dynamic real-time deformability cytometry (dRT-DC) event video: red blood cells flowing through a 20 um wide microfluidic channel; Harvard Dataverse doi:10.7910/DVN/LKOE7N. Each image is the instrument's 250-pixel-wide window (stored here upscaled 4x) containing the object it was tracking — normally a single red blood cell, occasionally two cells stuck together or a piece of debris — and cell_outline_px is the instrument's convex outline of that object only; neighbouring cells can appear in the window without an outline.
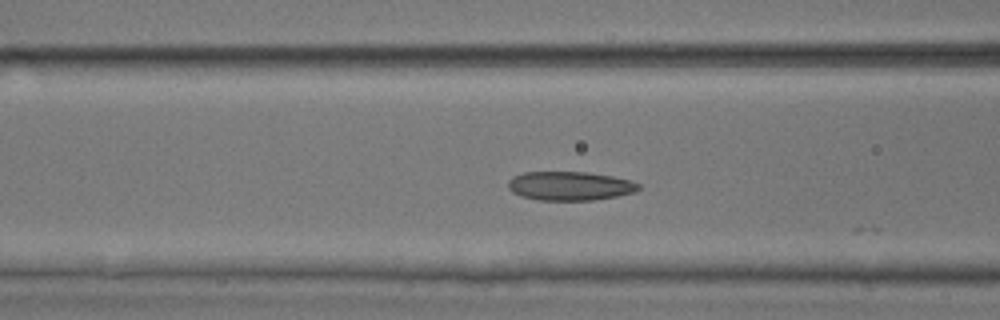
{"species": "common noctule bat (a hibernating species)", "species_latin": "Nyctalus noctula", "temperature_condition": "room temperature", "stored_images_in_passage": 21, "camera_frame_rate_fps": 3000, "um_per_image_px": 0.085, "animal": {"sex": "male", "body_mass_g": 17.9, "forearm_length_mm": 54.2}, "frame": {"image": 1, "passage_image": 20, "time_ms": 6.333, "image_size_px": [1000, 320], "cell_outline_px": [[640, 188], [636, 192], [616, 196], [592, 200], [536, 200], [520, 196], [512, 192], [508, 188], [508, 180], [512, 176], [524, 172], [588, 172], [612, 176], [632, 180], [640, 184]], "centroid_in_image_um": [48.43, 15.8], "position_along_channel_um": 118.2, "area_um2": 22.2}}